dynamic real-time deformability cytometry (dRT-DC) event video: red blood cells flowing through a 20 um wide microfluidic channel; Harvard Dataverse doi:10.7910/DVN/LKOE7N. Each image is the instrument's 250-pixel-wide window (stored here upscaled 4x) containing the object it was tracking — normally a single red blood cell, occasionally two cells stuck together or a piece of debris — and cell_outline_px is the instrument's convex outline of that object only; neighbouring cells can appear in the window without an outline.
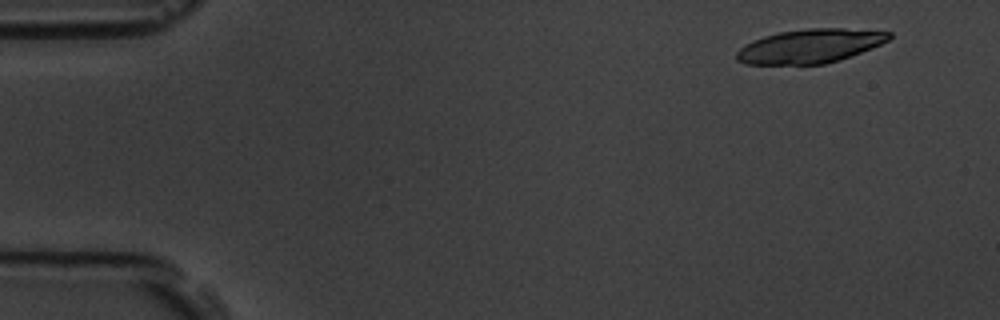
{"species": "common noctule bat (a hibernating species)", "species_latin": "Nyctalus noctula", "temperature_condition": "room temperature", "stored_images_in_passage": 2, "camera_frame_rate_fps": 3000, "um_per_image_px": 0.085, "animal": {"sex": "male", "body_mass_g": 19.5, "forearm_length_mm": 54.6}, "frame": {"image": 1, "passage_image": 2, "time_ms": 1.333, "image_size_px": [1000, 320], "cell_outline_px": [[892, 36], [888, 40], [880, 44], [840, 60], [824, 64], [744, 64], [736, 60], [736, 52], [744, 44], [752, 40], [764, 36], [780, 32], [808, 28], [844, 28], [892, 32]], "centroid_in_image_um": [68.82, 3.91], "position_along_channel_um": 16.2, "area_um2": 30.11}}